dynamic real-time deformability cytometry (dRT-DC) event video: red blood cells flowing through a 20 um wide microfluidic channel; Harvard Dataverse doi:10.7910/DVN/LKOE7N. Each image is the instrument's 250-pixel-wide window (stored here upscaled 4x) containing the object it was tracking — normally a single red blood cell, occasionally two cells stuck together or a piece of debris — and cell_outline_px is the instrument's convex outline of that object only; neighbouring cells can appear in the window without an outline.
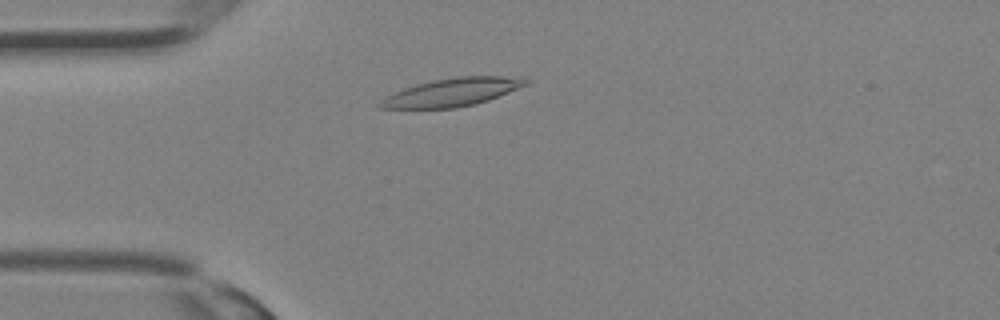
{"species": "Egyptian fruit bat (a non-hibernating species)", "species_latin": "Rousettus aegyptiacus", "temperature_condition": "room temperature", "stored_images_in_passage": 25, "camera_frame_rate_fps": 3000, "um_per_image_px": 0.085, "animal": {"sex": "female"}, "frame": {"image": 1, "passage_image": 1, "time_ms": 0.0, "image_size_px": [1000, 320], "cell_outline_px": [[532, 80], [528, 84], [488, 100], [476, 104], [456, 108], [376, 108], [376, 104], [384, 96], [404, 88], [416, 84], [432, 80], [456, 76], [504, 76]], "centroid_in_image_um": [38.37, 7.84], "position_along_channel_um": 46.6, "area_um2": 23.87}}
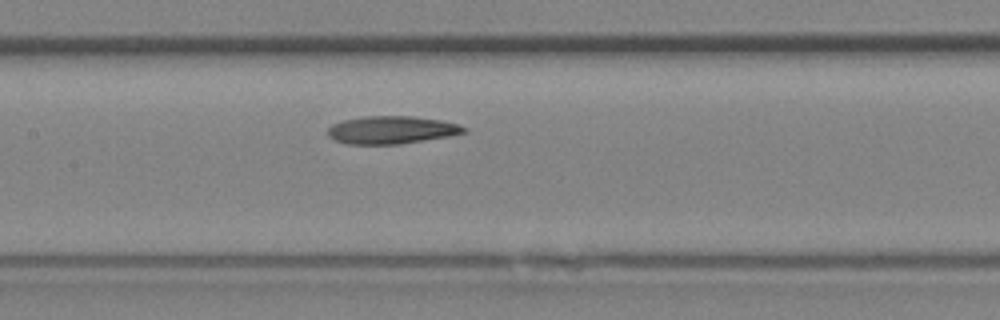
{"frame": {"image": 2, "passage_image": 8, "time_ms": 2.333, "image_size_px": [1000, 320], "cell_outline_px": [[468, 132], [452, 136], [400, 144], [348, 144], [336, 140], [328, 136], [328, 128], [332, 124], [344, 120], [364, 116], [412, 116], [440, 120], [460, 124], [468, 128]], "centroid_in_image_um": [33.34, 11.04], "position_along_channel_um": 174.1, "area_um2": 22.2}}
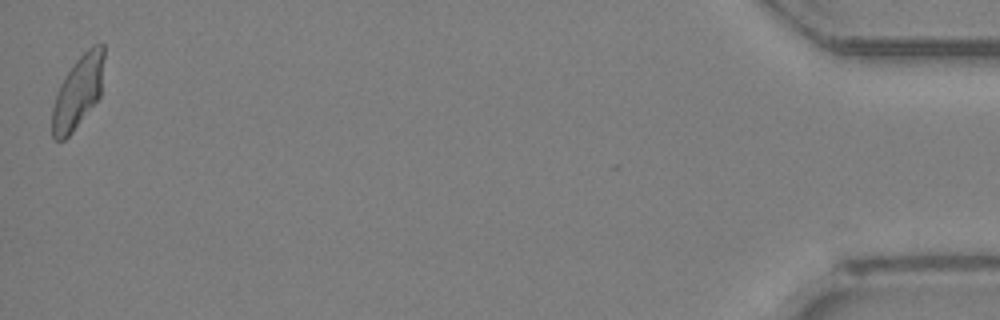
{"frame": {"image": 3, "passage_image": 25, "time_ms": 8.0, "image_size_px": [1000, 320], "cell_outline_px": [[104, 56], [100, 96], [72, 132], [64, 140], [56, 140], [52, 136], [52, 108], [60, 84], [76, 60], [92, 44], [104, 44]], "centroid_in_image_um": [6.63, 7.81], "position_along_channel_um": 428.6, "area_um2": 21.5}}